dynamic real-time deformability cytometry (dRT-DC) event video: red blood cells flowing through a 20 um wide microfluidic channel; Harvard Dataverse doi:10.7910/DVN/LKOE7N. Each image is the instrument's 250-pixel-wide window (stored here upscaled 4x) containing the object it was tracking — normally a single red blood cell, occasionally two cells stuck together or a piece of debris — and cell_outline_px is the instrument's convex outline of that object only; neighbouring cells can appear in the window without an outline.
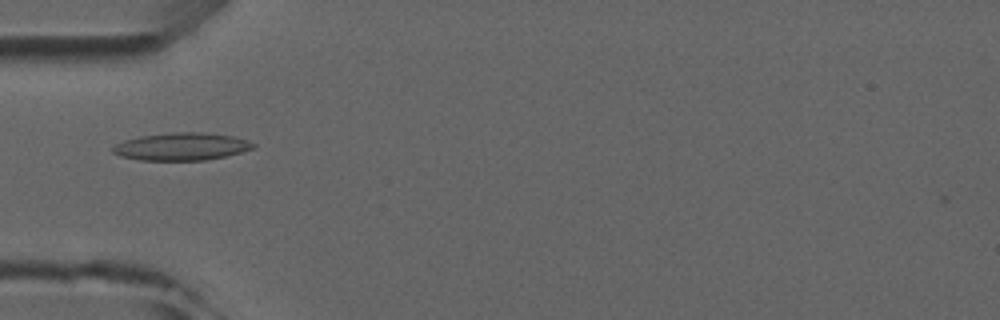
{"species": "common noctule bat (a hibernating species)", "species_latin": "Nyctalus noctula", "temperature_condition": "room temperature", "stored_images_in_passage": 5, "camera_frame_rate_fps": 3000, "um_per_image_px": 0.085, "animal": {"sex": "male", "forearm_length_mm": 52.5}, "frame": {"image": 1, "passage_image": 5, "time_ms": 4.333, "image_size_px": [1000, 320], "cell_outline_px": [[256, 148], [224, 156], [204, 160], [140, 160], [120, 156], [112, 152], [112, 148], [116, 144], [124, 140], [140, 136], [168, 132], [204, 132], [232, 136], [248, 140], [256, 144]], "centroid_in_image_um": [15.43, 12.45], "position_along_channel_um": 69.6, "area_um2": 22.6}}